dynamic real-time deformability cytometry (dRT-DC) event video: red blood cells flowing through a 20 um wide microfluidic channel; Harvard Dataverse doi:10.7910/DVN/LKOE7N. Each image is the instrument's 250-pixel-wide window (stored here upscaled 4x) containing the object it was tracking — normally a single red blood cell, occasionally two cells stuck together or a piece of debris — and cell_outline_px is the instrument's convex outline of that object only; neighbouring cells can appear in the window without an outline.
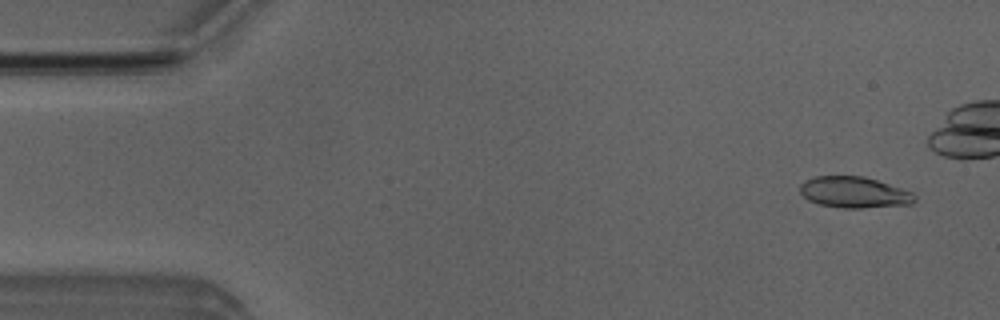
{"species": "Egyptian fruit bat (a non-hibernating species)", "species_latin": "Rousettus aegyptiacus", "temperature_condition": "room temperature", "stored_images_in_passage": 40, "camera_frame_rate_fps": 3000, "um_per_image_px": 0.085, "animal": {"sex": "male"}, "frame": {"image": 1, "passage_image": 3, "time_ms": 0.667, "image_size_px": [1000, 320], "cell_outline_px": [[916, 200], [912, 204], [864, 208], [844, 208], [820, 204], [808, 200], [800, 192], [800, 184], [804, 180], [816, 176], [864, 176], [912, 192], [916, 196]], "centroid_in_image_um": [72.6, 16.35], "position_along_channel_um": 12.4, "area_um2": 20.75}}
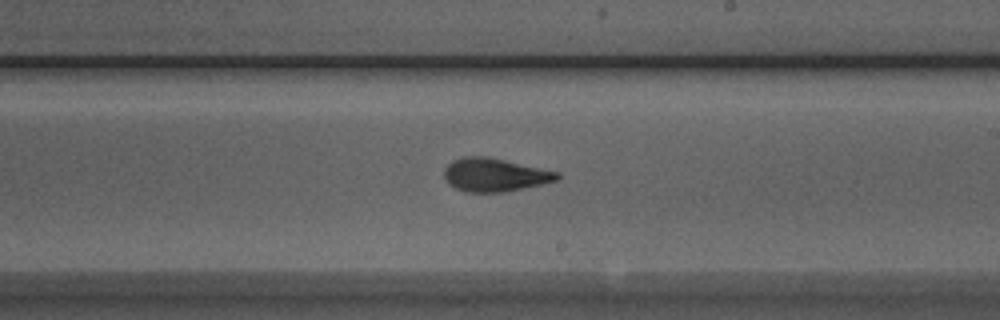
{"frame": {"image": 2, "passage_image": 29, "time_ms": 9.333, "image_size_px": [1000, 320], "cell_outline_px": [[560, 176], [556, 180], [540, 184], [504, 192], [464, 192], [448, 184], [444, 176], [444, 168], [452, 160], [464, 156], [488, 156], [560, 172]], "centroid_in_image_um": [42.01, 14.85], "position_along_channel_um": 247.0, "area_um2": 21.96}}
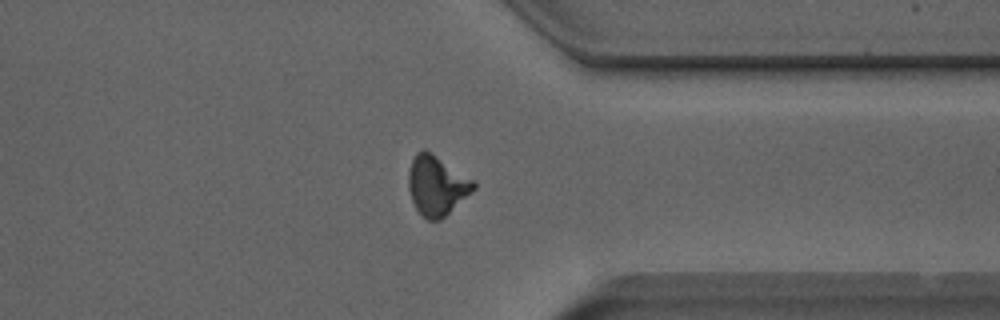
{"frame": {"image": 3, "passage_image": 39, "time_ms": 12.667, "image_size_px": [1000, 320], "cell_outline_px": [[476, 188], [472, 192], [440, 220], [428, 220], [416, 208], [412, 200], [408, 188], [408, 172], [412, 160], [416, 152], [424, 148], [432, 152], [472, 180], [476, 184]], "centroid_in_image_um": [37.1, 15.75], "position_along_channel_um": 374.3, "area_um2": 22.37}}